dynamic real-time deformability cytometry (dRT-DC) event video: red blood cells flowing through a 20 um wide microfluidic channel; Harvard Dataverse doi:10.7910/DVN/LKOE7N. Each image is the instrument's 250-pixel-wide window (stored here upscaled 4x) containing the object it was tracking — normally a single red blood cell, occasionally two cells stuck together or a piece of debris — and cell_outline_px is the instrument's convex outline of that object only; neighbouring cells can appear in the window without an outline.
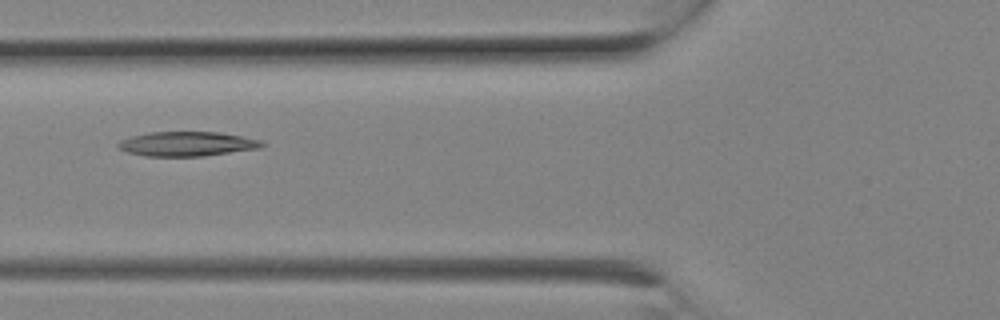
{"species": "Egyptian fruit bat (a non-hibernating species)", "species_latin": "Rousettus aegyptiacus", "temperature_condition": "room temperature", "stored_images_in_passage": 7, "camera_frame_rate_fps": 3000, "um_per_image_px": 0.085, "animal": {"sex": "female"}, "frame": {"image": 1, "passage_image": 5, "time_ms": 1.333, "image_size_px": [1000, 320], "cell_outline_px": [[264, 144], [260, 148], [204, 156], [144, 156], [128, 152], [116, 148], [116, 144], [120, 140], [132, 136], [148, 132], [220, 132], [260, 140]], "centroid_in_image_um": [15.84, 12.23], "position_along_channel_um": 110.0, "area_um2": 20.52}}
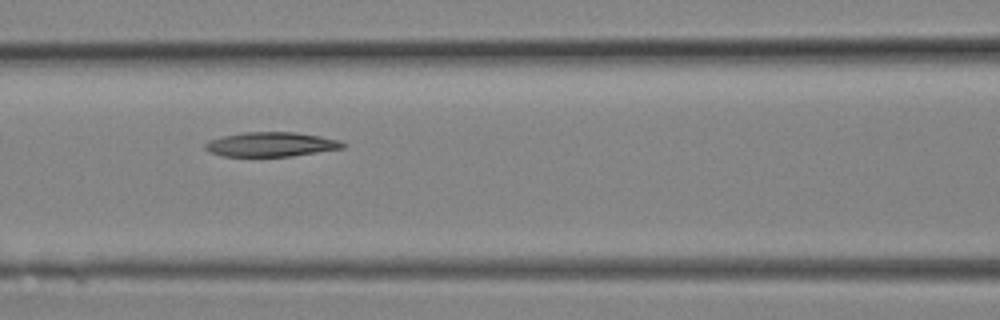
{"frame": {"image": 2, "passage_image": 6, "time_ms": 1.667, "image_size_px": [1000, 320], "cell_outline_px": [[348, 144], [344, 148], [292, 156], [220, 156], [204, 148], [204, 144], [208, 140], [224, 136], [244, 132], [296, 132], [320, 136], [340, 140]], "centroid_in_image_um": [23.07, 12.27], "position_along_channel_um": 143.5, "area_um2": 19.65}}
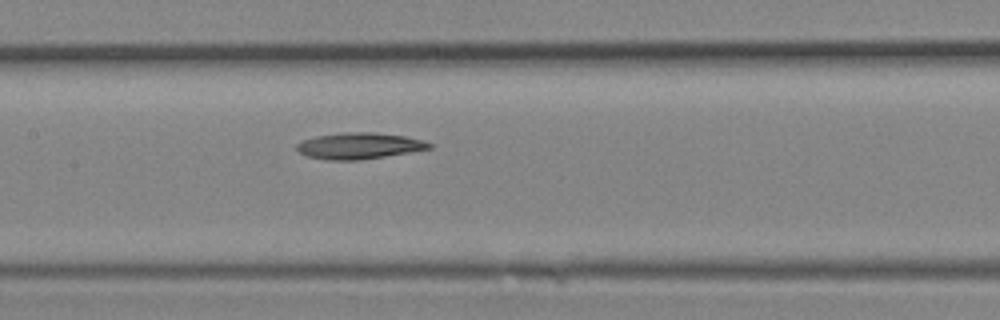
{"frame": {"image": 3, "passage_image": 7, "time_ms": 2.0, "image_size_px": [1000, 320], "cell_outline_px": [[432, 148], [360, 160], [324, 160], [308, 156], [300, 152], [296, 148], [296, 144], [304, 140], [316, 136], [344, 132], [372, 132], [404, 136], [424, 140], [432, 144]], "centroid_in_image_um": [30.52, 12.39], "position_along_channel_um": 176.9, "area_um2": 20.11}}